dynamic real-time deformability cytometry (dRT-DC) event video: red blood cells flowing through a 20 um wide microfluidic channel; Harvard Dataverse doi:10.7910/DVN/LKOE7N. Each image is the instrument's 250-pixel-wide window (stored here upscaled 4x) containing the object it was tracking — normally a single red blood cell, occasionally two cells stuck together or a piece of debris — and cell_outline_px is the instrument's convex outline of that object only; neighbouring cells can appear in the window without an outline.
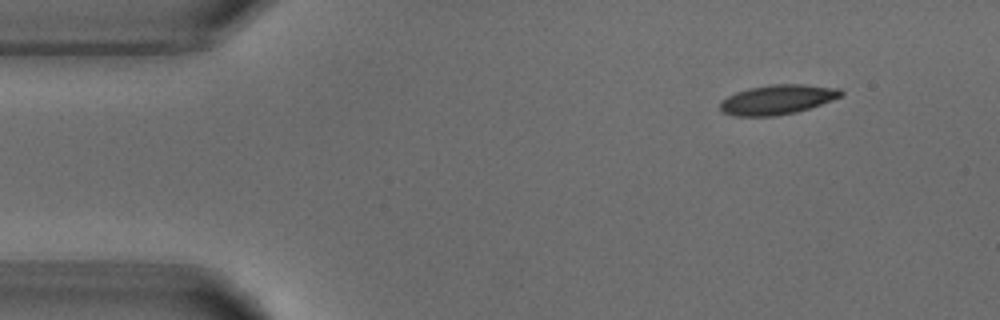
{"species": "common noctule bat (a hibernating species)", "species_latin": "Nyctalus noctula", "temperature_condition": "warm", "stored_images_in_passage": 3, "camera_frame_rate_fps": 3000, "um_per_image_px": 0.085, "animal": {"sex": "male", "body_mass_g": 18.8}, "frame": {"image": 1, "passage_image": 1, "time_ms": 0.0, "image_size_px": [1000, 320], "cell_outline_px": [[844, 92], [840, 96], [820, 104], [796, 112], [772, 116], [736, 116], [720, 112], [720, 100], [736, 92], [748, 88], [772, 84], [804, 84], [840, 88]], "centroid_in_image_um": [66.03, 8.46], "position_along_channel_um": 19.0, "area_um2": 20.81}}